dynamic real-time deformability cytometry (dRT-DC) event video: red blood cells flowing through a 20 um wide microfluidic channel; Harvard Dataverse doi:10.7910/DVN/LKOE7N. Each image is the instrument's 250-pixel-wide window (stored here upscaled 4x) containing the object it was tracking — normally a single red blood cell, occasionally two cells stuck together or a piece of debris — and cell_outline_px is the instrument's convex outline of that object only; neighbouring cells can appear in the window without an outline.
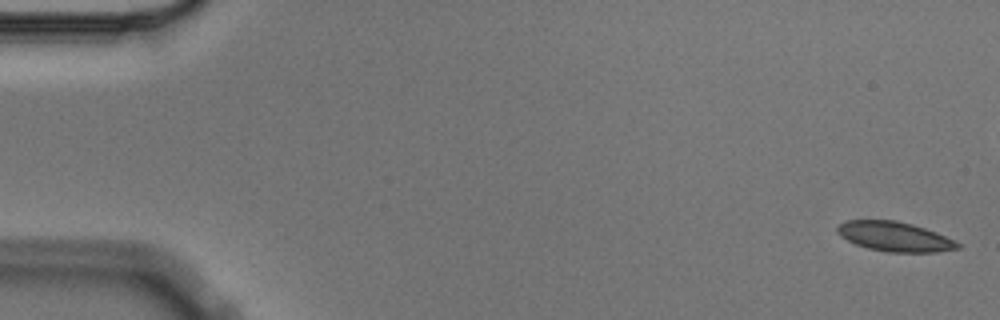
{"species": "Egyptian fruit bat (a non-hibernating species)", "species_latin": "Rousettus aegyptiacus", "temperature_condition": "cold", "stored_images_in_passage": 4, "camera_frame_rate_fps": 3000, "um_per_image_px": 0.085, "animal": {"sex": "male"}, "frame": {"image": 1, "passage_image": 1, "time_ms": 0.0, "image_size_px": [1000, 320], "cell_outline_px": [[960, 248], [936, 252], [888, 252], [868, 248], [856, 244], [840, 236], [836, 232], [836, 224], [848, 220], [896, 220], [912, 224], [936, 232], [960, 244]], "centroid_in_image_um": [75.99, 20.1], "position_along_channel_um": 9.0, "area_um2": 20.69}}